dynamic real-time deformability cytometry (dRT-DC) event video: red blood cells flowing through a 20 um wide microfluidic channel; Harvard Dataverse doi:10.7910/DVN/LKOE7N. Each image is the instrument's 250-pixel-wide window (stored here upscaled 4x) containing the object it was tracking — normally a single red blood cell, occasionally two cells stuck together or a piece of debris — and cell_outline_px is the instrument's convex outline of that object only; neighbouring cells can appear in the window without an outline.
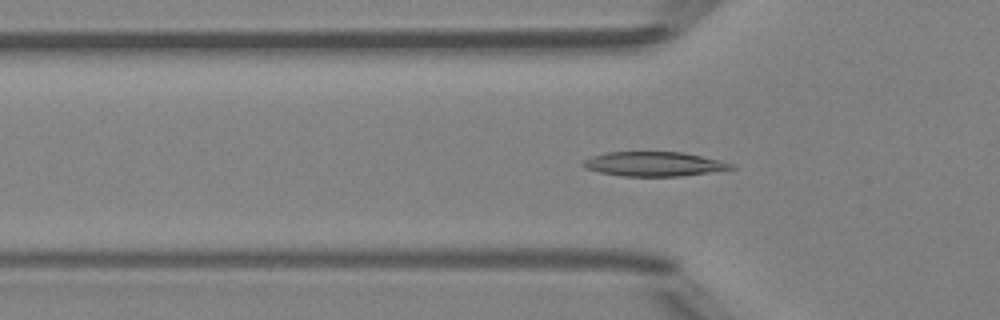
{"species": "Egyptian fruit bat (a non-hibernating species)", "species_latin": "Rousettus aegyptiacus", "temperature_condition": "room temperature", "stored_images_in_passage": 37, "camera_frame_rate_fps": 3000, "um_per_image_px": 0.085, "animal": {"sex": "female"}, "frame": {"image": 1, "passage_image": 4, "time_ms": 1.0, "image_size_px": [1000, 320], "cell_outline_px": [[736, 168], [680, 176], [620, 176], [600, 172], [584, 168], [580, 164], [584, 160], [592, 156], [608, 152], [684, 152], [720, 160], [732, 164]], "centroid_in_image_um": [55.55, 13.94], "position_along_channel_um": 70.3, "area_um2": 20.98}}
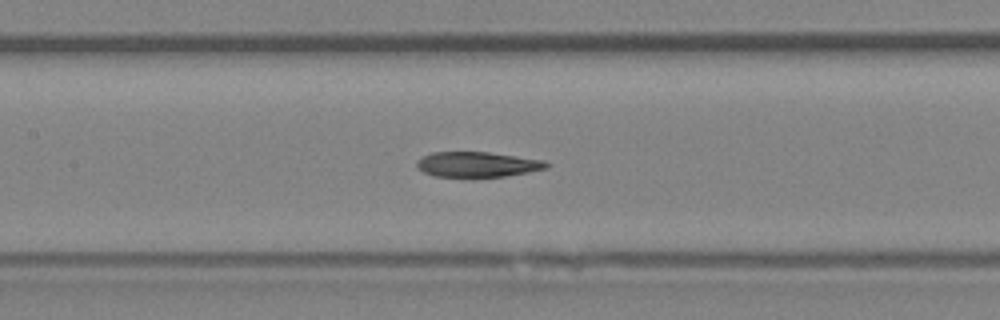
{"frame": {"image": 2, "passage_image": 11, "time_ms": 3.333, "image_size_px": [1000, 320], "cell_outline_px": [[548, 168], [528, 172], [504, 176], [472, 180], [432, 176], [416, 168], [416, 164], [424, 156], [432, 152], [488, 152], [544, 160], [548, 164]], "centroid_in_image_um": [40.54, 14.03], "position_along_channel_um": 166.9, "area_um2": 19.77}}
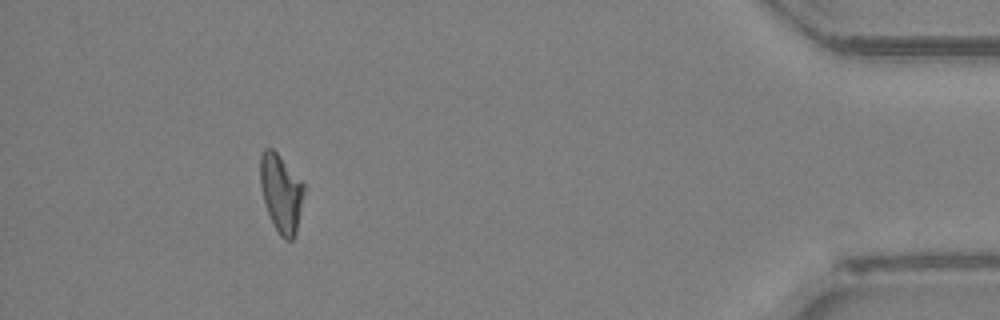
{"frame": {"image": 3, "passage_image": 33, "time_ms": 10.667, "image_size_px": [1000, 320], "cell_outline_px": [[304, 188], [296, 232], [292, 240], [284, 240], [280, 236], [272, 224], [264, 200], [260, 184], [260, 156], [264, 148], [272, 148], [280, 156], [304, 184]], "centroid_in_image_um": [23.87, 16.41], "position_along_channel_um": 411.3, "area_um2": 19.59}, "authors_computed_cell_mechanics": {"area_um2": 19.7676, "velocity_mm_per_s": 4.1597, "shape_relaxation_time_tau1_ms": null, "shape_relaxation_time_tau2_ms": 3.2199, "deformation_change_tau1": null, "deformation_change_tau2": 0.1082}}